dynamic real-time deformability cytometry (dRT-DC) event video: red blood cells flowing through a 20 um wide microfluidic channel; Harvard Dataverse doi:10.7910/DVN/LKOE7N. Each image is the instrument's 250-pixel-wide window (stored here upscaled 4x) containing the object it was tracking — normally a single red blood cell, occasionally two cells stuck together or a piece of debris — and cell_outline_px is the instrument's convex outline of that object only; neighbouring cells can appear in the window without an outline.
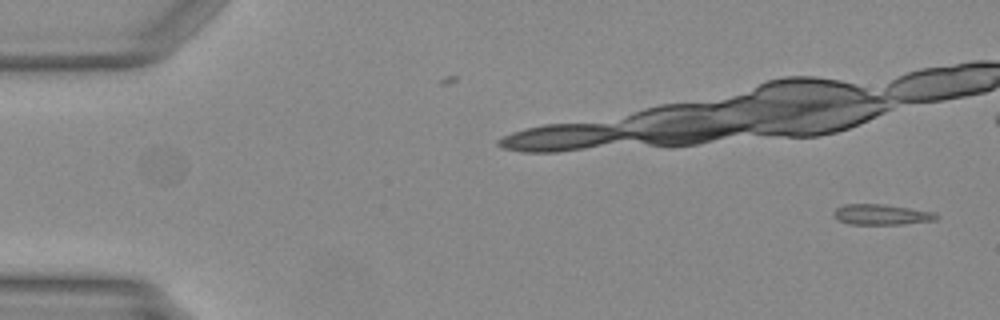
{"species": "Egyptian fruit bat (a non-hibernating species)", "species_latin": "Rousettus aegyptiacus", "temperature_condition": "warm", "stored_images_in_passage": 49, "camera_frame_rate_fps": 3000, "um_per_image_px": 0.085, "animal": {"sex": "female"}, "frame": {"image": 1, "passage_image": 1, "time_ms": 0.0, "image_size_px": [1000, 320], "cell_outline_px": [[940, 216], [936, 220], [904, 224], [848, 224], [836, 220], [832, 212], [836, 208], [844, 204], [884, 204], [932, 212]], "centroid_in_image_um": [74.87, 18.24], "position_along_channel_um": 10.1, "area_um2": 12.31}}